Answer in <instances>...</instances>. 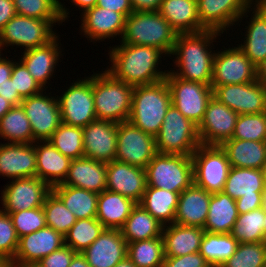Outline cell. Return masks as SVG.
<instances>
[{
	"instance_id": "31",
	"label": "cell",
	"mask_w": 266,
	"mask_h": 267,
	"mask_svg": "<svg viewBox=\"0 0 266 267\" xmlns=\"http://www.w3.org/2000/svg\"><path fill=\"white\" fill-rule=\"evenodd\" d=\"M159 13L177 34L198 33L206 30L198 16L197 0H162Z\"/></svg>"
},
{
	"instance_id": "26",
	"label": "cell",
	"mask_w": 266,
	"mask_h": 267,
	"mask_svg": "<svg viewBox=\"0 0 266 267\" xmlns=\"http://www.w3.org/2000/svg\"><path fill=\"white\" fill-rule=\"evenodd\" d=\"M0 176L10 180L36 176V151L33 143H0Z\"/></svg>"
},
{
	"instance_id": "64",
	"label": "cell",
	"mask_w": 266,
	"mask_h": 267,
	"mask_svg": "<svg viewBox=\"0 0 266 267\" xmlns=\"http://www.w3.org/2000/svg\"><path fill=\"white\" fill-rule=\"evenodd\" d=\"M114 267H136V266L127 256L125 259L117 263Z\"/></svg>"
},
{
	"instance_id": "22",
	"label": "cell",
	"mask_w": 266,
	"mask_h": 267,
	"mask_svg": "<svg viewBox=\"0 0 266 267\" xmlns=\"http://www.w3.org/2000/svg\"><path fill=\"white\" fill-rule=\"evenodd\" d=\"M84 155L87 158L110 163L117 152V123L95 120L82 128Z\"/></svg>"
},
{
	"instance_id": "30",
	"label": "cell",
	"mask_w": 266,
	"mask_h": 267,
	"mask_svg": "<svg viewBox=\"0 0 266 267\" xmlns=\"http://www.w3.org/2000/svg\"><path fill=\"white\" fill-rule=\"evenodd\" d=\"M205 230L175 223L164 226L162 238L165 257H178L199 252Z\"/></svg>"
},
{
	"instance_id": "50",
	"label": "cell",
	"mask_w": 266,
	"mask_h": 267,
	"mask_svg": "<svg viewBox=\"0 0 266 267\" xmlns=\"http://www.w3.org/2000/svg\"><path fill=\"white\" fill-rule=\"evenodd\" d=\"M19 237L10 215L0 209V256L13 261Z\"/></svg>"
},
{
	"instance_id": "57",
	"label": "cell",
	"mask_w": 266,
	"mask_h": 267,
	"mask_svg": "<svg viewBox=\"0 0 266 267\" xmlns=\"http://www.w3.org/2000/svg\"><path fill=\"white\" fill-rule=\"evenodd\" d=\"M15 15L13 0H0V31Z\"/></svg>"
},
{
	"instance_id": "55",
	"label": "cell",
	"mask_w": 266,
	"mask_h": 267,
	"mask_svg": "<svg viewBox=\"0 0 266 267\" xmlns=\"http://www.w3.org/2000/svg\"><path fill=\"white\" fill-rule=\"evenodd\" d=\"M262 197L263 195H255L236 199L238 214H244L262 207Z\"/></svg>"
},
{
	"instance_id": "53",
	"label": "cell",
	"mask_w": 266,
	"mask_h": 267,
	"mask_svg": "<svg viewBox=\"0 0 266 267\" xmlns=\"http://www.w3.org/2000/svg\"><path fill=\"white\" fill-rule=\"evenodd\" d=\"M162 267H211L199 253H191L178 257H165Z\"/></svg>"
},
{
	"instance_id": "32",
	"label": "cell",
	"mask_w": 266,
	"mask_h": 267,
	"mask_svg": "<svg viewBox=\"0 0 266 267\" xmlns=\"http://www.w3.org/2000/svg\"><path fill=\"white\" fill-rule=\"evenodd\" d=\"M221 148L231 167L262 169L266 161V141L228 139Z\"/></svg>"
},
{
	"instance_id": "42",
	"label": "cell",
	"mask_w": 266,
	"mask_h": 267,
	"mask_svg": "<svg viewBox=\"0 0 266 267\" xmlns=\"http://www.w3.org/2000/svg\"><path fill=\"white\" fill-rule=\"evenodd\" d=\"M127 256L136 267H162L165 258L162 236L128 243Z\"/></svg>"
},
{
	"instance_id": "52",
	"label": "cell",
	"mask_w": 266,
	"mask_h": 267,
	"mask_svg": "<svg viewBox=\"0 0 266 267\" xmlns=\"http://www.w3.org/2000/svg\"><path fill=\"white\" fill-rule=\"evenodd\" d=\"M76 252L69 246H62L37 262L35 267H69Z\"/></svg>"
},
{
	"instance_id": "9",
	"label": "cell",
	"mask_w": 266,
	"mask_h": 267,
	"mask_svg": "<svg viewBox=\"0 0 266 267\" xmlns=\"http://www.w3.org/2000/svg\"><path fill=\"white\" fill-rule=\"evenodd\" d=\"M67 90L57 95L61 122L70 126L85 127L97 120L93 97V74L72 80Z\"/></svg>"
},
{
	"instance_id": "51",
	"label": "cell",
	"mask_w": 266,
	"mask_h": 267,
	"mask_svg": "<svg viewBox=\"0 0 266 267\" xmlns=\"http://www.w3.org/2000/svg\"><path fill=\"white\" fill-rule=\"evenodd\" d=\"M13 81L18 94L24 99L33 95H37L44 91L39 83L28 72L26 66L19 60H14L12 75L10 78Z\"/></svg>"
},
{
	"instance_id": "69",
	"label": "cell",
	"mask_w": 266,
	"mask_h": 267,
	"mask_svg": "<svg viewBox=\"0 0 266 267\" xmlns=\"http://www.w3.org/2000/svg\"><path fill=\"white\" fill-rule=\"evenodd\" d=\"M266 7V0H259Z\"/></svg>"
},
{
	"instance_id": "59",
	"label": "cell",
	"mask_w": 266,
	"mask_h": 267,
	"mask_svg": "<svg viewBox=\"0 0 266 267\" xmlns=\"http://www.w3.org/2000/svg\"><path fill=\"white\" fill-rule=\"evenodd\" d=\"M2 55L3 54L0 55V85H2L6 82V80L11 78L14 64L12 58L9 59V57L7 58V55L6 57Z\"/></svg>"
},
{
	"instance_id": "48",
	"label": "cell",
	"mask_w": 266,
	"mask_h": 267,
	"mask_svg": "<svg viewBox=\"0 0 266 267\" xmlns=\"http://www.w3.org/2000/svg\"><path fill=\"white\" fill-rule=\"evenodd\" d=\"M232 138L249 141H266V112L239 114Z\"/></svg>"
},
{
	"instance_id": "8",
	"label": "cell",
	"mask_w": 266,
	"mask_h": 267,
	"mask_svg": "<svg viewBox=\"0 0 266 267\" xmlns=\"http://www.w3.org/2000/svg\"><path fill=\"white\" fill-rule=\"evenodd\" d=\"M147 186L182 193L193 183L192 156L157 153L145 168Z\"/></svg>"
},
{
	"instance_id": "43",
	"label": "cell",
	"mask_w": 266,
	"mask_h": 267,
	"mask_svg": "<svg viewBox=\"0 0 266 267\" xmlns=\"http://www.w3.org/2000/svg\"><path fill=\"white\" fill-rule=\"evenodd\" d=\"M231 235L239 243L264 242V208L238 214Z\"/></svg>"
},
{
	"instance_id": "36",
	"label": "cell",
	"mask_w": 266,
	"mask_h": 267,
	"mask_svg": "<svg viewBox=\"0 0 266 267\" xmlns=\"http://www.w3.org/2000/svg\"><path fill=\"white\" fill-rule=\"evenodd\" d=\"M163 228V224L137 203L120 231L126 242L132 243L160 237L162 236Z\"/></svg>"
},
{
	"instance_id": "39",
	"label": "cell",
	"mask_w": 266,
	"mask_h": 267,
	"mask_svg": "<svg viewBox=\"0 0 266 267\" xmlns=\"http://www.w3.org/2000/svg\"><path fill=\"white\" fill-rule=\"evenodd\" d=\"M238 244L231 233L205 232L199 253L211 267H220L236 252Z\"/></svg>"
},
{
	"instance_id": "58",
	"label": "cell",
	"mask_w": 266,
	"mask_h": 267,
	"mask_svg": "<svg viewBox=\"0 0 266 267\" xmlns=\"http://www.w3.org/2000/svg\"><path fill=\"white\" fill-rule=\"evenodd\" d=\"M134 11H159L162 0H130Z\"/></svg>"
},
{
	"instance_id": "3",
	"label": "cell",
	"mask_w": 266,
	"mask_h": 267,
	"mask_svg": "<svg viewBox=\"0 0 266 267\" xmlns=\"http://www.w3.org/2000/svg\"><path fill=\"white\" fill-rule=\"evenodd\" d=\"M171 104V92L166 79L134 86L128 121L155 137Z\"/></svg>"
},
{
	"instance_id": "68",
	"label": "cell",
	"mask_w": 266,
	"mask_h": 267,
	"mask_svg": "<svg viewBox=\"0 0 266 267\" xmlns=\"http://www.w3.org/2000/svg\"><path fill=\"white\" fill-rule=\"evenodd\" d=\"M264 234H265V240H266V210L264 209Z\"/></svg>"
},
{
	"instance_id": "49",
	"label": "cell",
	"mask_w": 266,
	"mask_h": 267,
	"mask_svg": "<svg viewBox=\"0 0 266 267\" xmlns=\"http://www.w3.org/2000/svg\"><path fill=\"white\" fill-rule=\"evenodd\" d=\"M9 215L19 238L46 227L43 207L12 212Z\"/></svg>"
},
{
	"instance_id": "12",
	"label": "cell",
	"mask_w": 266,
	"mask_h": 267,
	"mask_svg": "<svg viewBox=\"0 0 266 267\" xmlns=\"http://www.w3.org/2000/svg\"><path fill=\"white\" fill-rule=\"evenodd\" d=\"M157 153L154 136L129 121L117 123L115 160L145 169Z\"/></svg>"
},
{
	"instance_id": "56",
	"label": "cell",
	"mask_w": 266,
	"mask_h": 267,
	"mask_svg": "<svg viewBox=\"0 0 266 267\" xmlns=\"http://www.w3.org/2000/svg\"><path fill=\"white\" fill-rule=\"evenodd\" d=\"M0 95L14 106L20 105L23 100V98L18 94V91L15 89L11 79L6 80L5 83L0 85Z\"/></svg>"
},
{
	"instance_id": "45",
	"label": "cell",
	"mask_w": 266,
	"mask_h": 267,
	"mask_svg": "<svg viewBox=\"0 0 266 267\" xmlns=\"http://www.w3.org/2000/svg\"><path fill=\"white\" fill-rule=\"evenodd\" d=\"M105 227L95 218L79 219L69 229L65 237V245L76 253H82L104 231Z\"/></svg>"
},
{
	"instance_id": "35",
	"label": "cell",
	"mask_w": 266,
	"mask_h": 267,
	"mask_svg": "<svg viewBox=\"0 0 266 267\" xmlns=\"http://www.w3.org/2000/svg\"><path fill=\"white\" fill-rule=\"evenodd\" d=\"M238 217L236 201L224 192L211 194L205 232L231 233Z\"/></svg>"
},
{
	"instance_id": "29",
	"label": "cell",
	"mask_w": 266,
	"mask_h": 267,
	"mask_svg": "<svg viewBox=\"0 0 266 267\" xmlns=\"http://www.w3.org/2000/svg\"><path fill=\"white\" fill-rule=\"evenodd\" d=\"M100 194L106 190V163L87 157L71 161L68 174L62 184Z\"/></svg>"
},
{
	"instance_id": "21",
	"label": "cell",
	"mask_w": 266,
	"mask_h": 267,
	"mask_svg": "<svg viewBox=\"0 0 266 267\" xmlns=\"http://www.w3.org/2000/svg\"><path fill=\"white\" fill-rule=\"evenodd\" d=\"M147 187L144 168L129 165L117 160L106 164V190L139 203Z\"/></svg>"
},
{
	"instance_id": "37",
	"label": "cell",
	"mask_w": 266,
	"mask_h": 267,
	"mask_svg": "<svg viewBox=\"0 0 266 267\" xmlns=\"http://www.w3.org/2000/svg\"><path fill=\"white\" fill-rule=\"evenodd\" d=\"M179 194L147 186L138 204L166 226L174 223Z\"/></svg>"
},
{
	"instance_id": "47",
	"label": "cell",
	"mask_w": 266,
	"mask_h": 267,
	"mask_svg": "<svg viewBox=\"0 0 266 267\" xmlns=\"http://www.w3.org/2000/svg\"><path fill=\"white\" fill-rule=\"evenodd\" d=\"M266 264V241L239 243L236 252L220 267H264Z\"/></svg>"
},
{
	"instance_id": "23",
	"label": "cell",
	"mask_w": 266,
	"mask_h": 267,
	"mask_svg": "<svg viewBox=\"0 0 266 267\" xmlns=\"http://www.w3.org/2000/svg\"><path fill=\"white\" fill-rule=\"evenodd\" d=\"M80 16L82 18L81 26H79L80 33L93 44L95 41L100 43L106 39L117 38V36L121 39L126 19L121 13L95 5L81 13Z\"/></svg>"
},
{
	"instance_id": "4",
	"label": "cell",
	"mask_w": 266,
	"mask_h": 267,
	"mask_svg": "<svg viewBox=\"0 0 266 267\" xmlns=\"http://www.w3.org/2000/svg\"><path fill=\"white\" fill-rule=\"evenodd\" d=\"M177 35L159 11H134L125 19L120 42L158 48L169 58Z\"/></svg>"
},
{
	"instance_id": "60",
	"label": "cell",
	"mask_w": 266,
	"mask_h": 267,
	"mask_svg": "<svg viewBox=\"0 0 266 267\" xmlns=\"http://www.w3.org/2000/svg\"><path fill=\"white\" fill-rule=\"evenodd\" d=\"M69 1L72 2V6L74 4V6L79 7L78 9H82L80 11L84 13L86 10L93 8L97 4L98 0H69Z\"/></svg>"
},
{
	"instance_id": "2",
	"label": "cell",
	"mask_w": 266,
	"mask_h": 267,
	"mask_svg": "<svg viewBox=\"0 0 266 267\" xmlns=\"http://www.w3.org/2000/svg\"><path fill=\"white\" fill-rule=\"evenodd\" d=\"M221 34L215 30L178 34L170 54V59L175 56L173 69H177L168 71L180 79L211 85L213 59L217 51L213 50V42H217L215 40Z\"/></svg>"
},
{
	"instance_id": "46",
	"label": "cell",
	"mask_w": 266,
	"mask_h": 267,
	"mask_svg": "<svg viewBox=\"0 0 266 267\" xmlns=\"http://www.w3.org/2000/svg\"><path fill=\"white\" fill-rule=\"evenodd\" d=\"M42 207L45 212L46 226L53 228L63 236L77 221L75 215L53 191L47 195Z\"/></svg>"
},
{
	"instance_id": "40",
	"label": "cell",
	"mask_w": 266,
	"mask_h": 267,
	"mask_svg": "<svg viewBox=\"0 0 266 267\" xmlns=\"http://www.w3.org/2000/svg\"><path fill=\"white\" fill-rule=\"evenodd\" d=\"M0 139L7 143H34L29 119L21 105L13 106L1 118Z\"/></svg>"
},
{
	"instance_id": "27",
	"label": "cell",
	"mask_w": 266,
	"mask_h": 267,
	"mask_svg": "<svg viewBox=\"0 0 266 267\" xmlns=\"http://www.w3.org/2000/svg\"><path fill=\"white\" fill-rule=\"evenodd\" d=\"M211 194L192 183L179 194L174 223L204 228L208 217Z\"/></svg>"
},
{
	"instance_id": "1",
	"label": "cell",
	"mask_w": 266,
	"mask_h": 267,
	"mask_svg": "<svg viewBox=\"0 0 266 267\" xmlns=\"http://www.w3.org/2000/svg\"><path fill=\"white\" fill-rule=\"evenodd\" d=\"M109 50L111 66L108 65L106 71L126 84L132 86L153 84L164 80L168 73V70L163 71L161 67L159 68L162 64L161 59H164L166 54L158 48L120 43L110 47Z\"/></svg>"
},
{
	"instance_id": "41",
	"label": "cell",
	"mask_w": 266,
	"mask_h": 267,
	"mask_svg": "<svg viewBox=\"0 0 266 267\" xmlns=\"http://www.w3.org/2000/svg\"><path fill=\"white\" fill-rule=\"evenodd\" d=\"M17 15L37 19L68 20L70 9L60 0H13Z\"/></svg>"
},
{
	"instance_id": "6",
	"label": "cell",
	"mask_w": 266,
	"mask_h": 267,
	"mask_svg": "<svg viewBox=\"0 0 266 267\" xmlns=\"http://www.w3.org/2000/svg\"><path fill=\"white\" fill-rule=\"evenodd\" d=\"M155 141L159 153L192 156L200 145L198 126L171 104Z\"/></svg>"
},
{
	"instance_id": "63",
	"label": "cell",
	"mask_w": 266,
	"mask_h": 267,
	"mask_svg": "<svg viewBox=\"0 0 266 267\" xmlns=\"http://www.w3.org/2000/svg\"><path fill=\"white\" fill-rule=\"evenodd\" d=\"M258 79L266 87V63L258 69Z\"/></svg>"
},
{
	"instance_id": "44",
	"label": "cell",
	"mask_w": 266,
	"mask_h": 267,
	"mask_svg": "<svg viewBox=\"0 0 266 267\" xmlns=\"http://www.w3.org/2000/svg\"><path fill=\"white\" fill-rule=\"evenodd\" d=\"M48 141L71 160L85 157L82 127L61 123Z\"/></svg>"
},
{
	"instance_id": "15",
	"label": "cell",
	"mask_w": 266,
	"mask_h": 267,
	"mask_svg": "<svg viewBox=\"0 0 266 267\" xmlns=\"http://www.w3.org/2000/svg\"><path fill=\"white\" fill-rule=\"evenodd\" d=\"M1 191L2 211L10 214L42 207L52 188L43 180L34 177L12 179Z\"/></svg>"
},
{
	"instance_id": "54",
	"label": "cell",
	"mask_w": 266,
	"mask_h": 267,
	"mask_svg": "<svg viewBox=\"0 0 266 267\" xmlns=\"http://www.w3.org/2000/svg\"><path fill=\"white\" fill-rule=\"evenodd\" d=\"M96 5L121 13L125 18L134 12L130 0H98Z\"/></svg>"
},
{
	"instance_id": "65",
	"label": "cell",
	"mask_w": 266,
	"mask_h": 267,
	"mask_svg": "<svg viewBox=\"0 0 266 267\" xmlns=\"http://www.w3.org/2000/svg\"><path fill=\"white\" fill-rule=\"evenodd\" d=\"M0 267H13L12 262L0 256Z\"/></svg>"
},
{
	"instance_id": "18",
	"label": "cell",
	"mask_w": 266,
	"mask_h": 267,
	"mask_svg": "<svg viewBox=\"0 0 266 267\" xmlns=\"http://www.w3.org/2000/svg\"><path fill=\"white\" fill-rule=\"evenodd\" d=\"M65 245V237L51 227L39 229L19 238L13 267L34 266L43 257Z\"/></svg>"
},
{
	"instance_id": "66",
	"label": "cell",
	"mask_w": 266,
	"mask_h": 267,
	"mask_svg": "<svg viewBox=\"0 0 266 267\" xmlns=\"http://www.w3.org/2000/svg\"><path fill=\"white\" fill-rule=\"evenodd\" d=\"M262 207L266 210V190L263 192Z\"/></svg>"
},
{
	"instance_id": "33",
	"label": "cell",
	"mask_w": 266,
	"mask_h": 267,
	"mask_svg": "<svg viewBox=\"0 0 266 267\" xmlns=\"http://www.w3.org/2000/svg\"><path fill=\"white\" fill-rule=\"evenodd\" d=\"M132 199L108 190L98 195L96 219L109 229H120L136 205Z\"/></svg>"
},
{
	"instance_id": "28",
	"label": "cell",
	"mask_w": 266,
	"mask_h": 267,
	"mask_svg": "<svg viewBox=\"0 0 266 267\" xmlns=\"http://www.w3.org/2000/svg\"><path fill=\"white\" fill-rule=\"evenodd\" d=\"M36 177L51 188L62 184L68 174L71 159L59 152L49 141H35Z\"/></svg>"
},
{
	"instance_id": "24",
	"label": "cell",
	"mask_w": 266,
	"mask_h": 267,
	"mask_svg": "<svg viewBox=\"0 0 266 267\" xmlns=\"http://www.w3.org/2000/svg\"><path fill=\"white\" fill-rule=\"evenodd\" d=\"M59 36L58 34L44 46L21 52L22 54L18 59L44 90L48 88L46 84L51 85L48 82L51 81L52 77H55L53 75L56 73L57 65L59 60L61 61L62 52H64L60 46Z\"/></svg>"
},
{
	"instance_id": "5",
	"label": "cell",
	"mask_w": 266,
	"mask_h": 267,
	"mask_svg": "<svg viewBox=\"0 0 266 267\" xmlns=\"http://www.w3.org/2000/svg\"><path fill=\"white\" fill-rule=\"evenodd\" d=\"M134 86L114 78L108 71L93 72V97L97 120L128 121Z\"/></svg>"
},
{
	"instance_id": "34",
	"label": "cell",
	"mask_w": 266,
	"mask_h": 267,
	"mask_svg": "<svg viewBox=\"0 0 266 267\" xmlns=\"http://www.w3.org/2000/svg\"><path fill=\"white\" fill-rule=\"evenodd\" d=\"M266 190L262 169L231 167L223 192L236 200L263 195Z\"/></svg>"
},
{
	"instance_id": "16",
	"label": "cell",
	"mask_w": 266,
	"mask_h": 267,
	"mask_svg": "<svg viewBox=\"0 0 266 267\" xmlns=\"http://www.w3.org/2000/svg\"><path fill=\"white\" fill-rule=\"evenodd\" d=\"M213 97L239 114L266 112V87L258 79L243 84L211 86Z\"/></svg>"
},
{
	"instance_id": "25",
	"label": "cell",
	"mask_w": 266,
	"mask_h": 267,
	"mask_svg": "<svg viewBox=\"0 0 266 267\" xmlns=\"http://www.w3.org/2000/svg\"><path fill=\"white\" fill-rule=\"evenodd\" d=\"M128 243L120 229L105 228L82 254L90 267H114L127 257Z\"/></svg>"
},
{
	"instance_id": "13",
	"label": "cell",
	"mask_w": 266,
	"mask_h": 267,
	"mask_svg": "<svg viewBox=\"0 0 266 267\" xmlns=\"http://www.w3.org/2000/svg\"><path fill=\"white\" fill-rule=\"evenodd\" d=\"M215 52L211 86L243 84L258 80V68L234 45Z\"/></svg>"
},
{
	"instance_id": "67",
	"label": "cell",
	"mask_w": 266,
	"mask_h": 267,
	"mask_svg": "<svg viewBox=\"0 0 266 267\" xmlns=\"http://www.w3.org/2000/svg\"><path fill=\"white\" fill-rule=\"evenodd\" d=\"M262 170H263V176H264V183H265V187H266V161H265V165L262 168Z\"/></svg>"
},
{
	"instance_id": "17",
	"label": "cell",
	"mask_w": 266,
	"mask_h": 267,
	"mask_svg": "<svg viewBox=\"0 0 266 267\" xmlns=\"http://www.w3.org/2000/svg\"><path fill=\"white\" fill-rule=\"evenodd\" d=\"M256 0H197L198 16L206 30L223 34L237 24ZM230 29H229V28Z\"/></svg>"
},
{
	"instance_id": "38",
	"label": "cell",
	"mask_w": 266,
	"mask_h": 267,
	"mask_svg": "<svg viewBox=\"0 0 266 267\" xmlns=\"http://www.w3.org/2000/svg\"><path fill=\"white\" fill-rule=\"evenodd\" d=\"M52 191L77 220L96 217L99 194L69 185H56L52 187Z\"/></svg>"
},
{
	"instance_id": "61",
	"label": "cell",
	"mask_w": 266,
	"mask_h": 267,
	"mask_svg": "<svg viewBox=\"0 0 266 267\" xmlns=\"http://www.w3.org/2000/svg\"><path fill=\"white\" fill-rule=\"evenodd\" d=\"M69 267H90L82 253H76L71 260Z\"/></svg>"
},
{
	"instance_id": "62",
	"label": "cell",
	"mask_w": 266,
	"mask_h": 267,
	"mask_svg": "<svg viewBox=\"0 0 266 267\" xmlns=\"http://www.w3.org/2000/svg\"><path fill=\"white\" fill-rule=\"evenodd\" d=\"M14 105L0 95V120Z\"/></svg>"
},
{
	"instance_id": "10",
	"label": "cell",
	"mask_w": 266,
	"mask_h": 267,
	"mask_svg": "<svg viewBox=\"0 0 266 267\" xmlns=\"http://www.w3.org/2000/svg\"><path fill=\"white\" fill-rule=\"evenodd\" d=\"M193 183L210 193L223 192L231 165L219 145H199L192 154Z\"/></svg>"
},
{
	"instance_id": "7",
	"label": "cell",
	"mask_w": 266,
	"mask_h": 267,
	"mask_svg": "<svg viewBox=\"0 0 266 267\" xmlns=\"http://www.w3.org/2000/svg\"><path fill=\"white\" fill-rule=\"evenodd\" d=\"M60 23H63L62 19H37L16 14L0 31V48L4 51L5 46L13 48L16 45L26 51L44 46L58 35L53 26Z\"/></svg>"
},
{
	"instance_id": "19",
	"label": "cell",
	"mask_w": 266,
	"mask_h": 267,
	"mask_svg": "<svg viewBox=\"0 0 266 267\" xmlns=\"http://www.w3.org/2000/svg\"><path fill=\"white\" fill-rule=\"evenodd\" d=\"M238 114L212 96L198 126L201 145H221L231 139Z\"/></svg>"
},
{
	"instance_id": "14",
	"label": "cell",
	"mask_w": 266,
	"mask_h": 267,
	"mask_svg": "<svg viewBox=\"0 0 266 267\" xmlns=\"http://www.w3.org/2000/svg\"><path fill=\"white\" fill-rule=\"evenodd\" d=\"M46 90L24 98L20 103L29 119L34 142L48 141L62 123L58 99L50 95L51 91L48 95Z\"/></svg>"
},
{
	"instance_id": "11",
	"label": "cell",
	"mask_w": 266,
	"mask_h": 267,
	"mask_svg": "<svg viewBox=\"0 0 266 267\" xmlns=\"http://www.w3.org/2000/svg\"><path fill=\"white\" fill-rule=\"evenodd\" d=\"M165 79L171 92L172 105L199 126L213 96L211 85L180 79L169 71Z\"/></svg>"
},
{
	"instance_id": "20",
	"label": "cell",
	"mask_w": 266,
	"mask_h": 267,
	"mask_svg": "<svg viewBox=\"0 0 266 267\" xmlns=\"http://www.w3.org/2000/svg\"><path fill=\"white\" fill-rule=\"evenodd\" d=\"M251 7L237 21V25L240 26L239 22L241 23L244 17H251L248 18L250 21L244 28L246 29L245 35L243 34L244 42L237 45L246 57L260 69L266 63V7L259 0H256ZM249 13L251 16H248Z\"/></svg>"
}]
</instances>
